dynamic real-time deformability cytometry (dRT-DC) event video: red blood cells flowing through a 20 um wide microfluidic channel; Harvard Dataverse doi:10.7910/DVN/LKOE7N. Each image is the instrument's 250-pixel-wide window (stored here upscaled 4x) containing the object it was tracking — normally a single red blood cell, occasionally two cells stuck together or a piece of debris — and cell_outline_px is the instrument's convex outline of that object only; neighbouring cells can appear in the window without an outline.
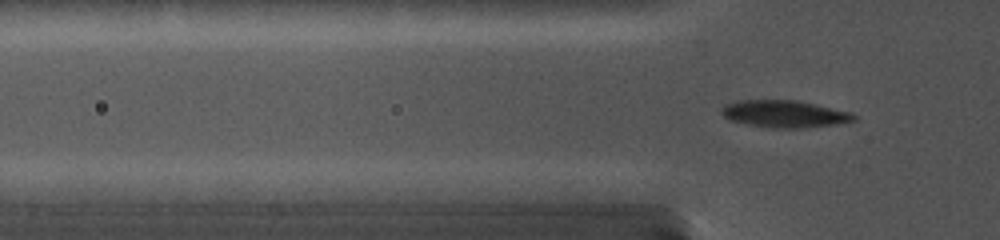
{"species": "common noctule bat (a hibernating species)", "species_latin": "Nyctalus noctula", "temperature_condition": "cold", "stored_images_in_passage": 82, "camera_frame_rate_fps": 5000, "um_per_image_px": 0.085, "animal": {"sex": "female", "body_mass_g": 19.0, "forearm_length_mm": 56.7}, "frame": {"image": 1, "passage_image": 25, "time_ms": 4.8, "image_size_px": [1000, 240], "cell_outline_px": [[856, 120], [840, 124], [800, 128], [772, 128], [748, 124], [732, 120], [724, 116], [720, 112], [720, 108], [724, 104], [736, 100], [796, 100], [816, 104], [852, 112], [856, 116]], "centroid_in_image_um": [66.69, 9.67], "position_along_channel_um": 59.1, "area_um2": 21.1}}
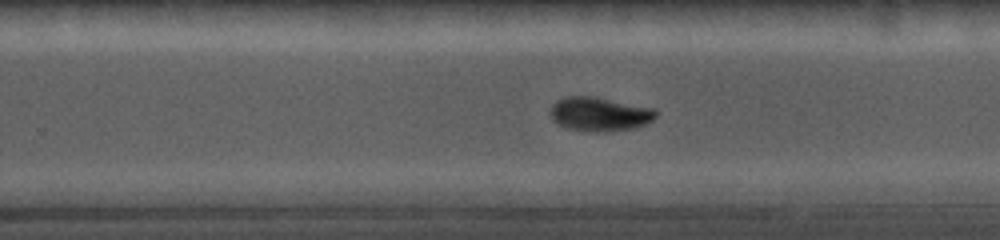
{"frame": {"image": 2, "passage_image": 54, "time_ms": 10.6, "image_size_px": [1000, 240], "cell_outline_px": [[660, 112], [652, 120], [636, 128], [604, 132], [592, 132], [568, 128], [556, 124], [552, 120], [548, 112], [552, 104], [568, 96], [588, 96], [656, 108]], "centroid_in_image_um": [50.96, 9.71], "position_along_channel_um": 278.8, "area_um2": 21.04}}
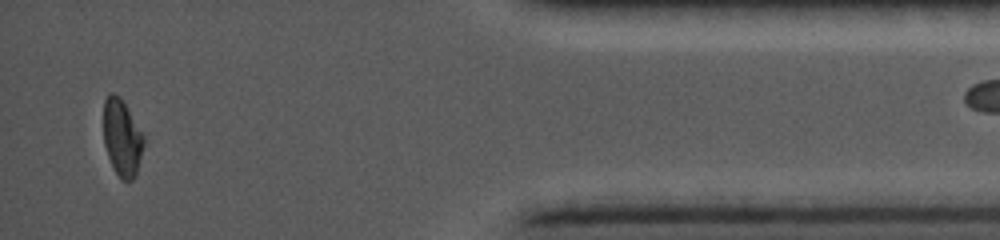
{"frame": {"image": 3, "passage_image": 78, "time_ms": 15.4, "image_size_px": [1000, 240], "cell_outline_px": [[144, 144], [136, 172], [132, 180], [124, 180], [116, 172], [108, 156], [104, 144], [104, 100], [112, 92], [124, 104], [144, 136]], "centroid_in_image_um": [10.36, 11.73], "position_along_channel_um": 424.8, "area_um2": 17.22}}